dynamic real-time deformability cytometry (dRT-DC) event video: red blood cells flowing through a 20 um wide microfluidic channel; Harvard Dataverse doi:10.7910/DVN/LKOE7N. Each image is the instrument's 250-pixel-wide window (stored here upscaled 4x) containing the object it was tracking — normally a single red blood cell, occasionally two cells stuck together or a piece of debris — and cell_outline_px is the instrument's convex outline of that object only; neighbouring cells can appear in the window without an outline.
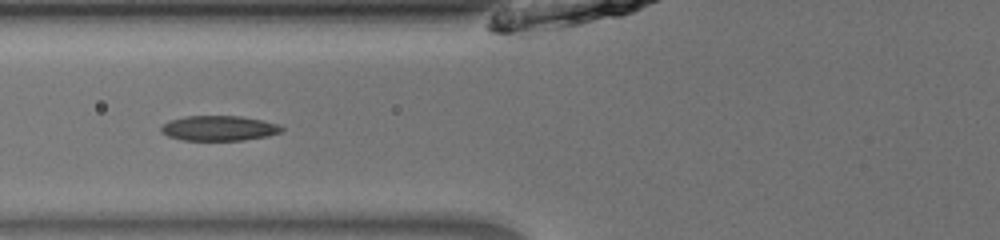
{"species": "common noctule bat (a hibernating species)", "species_latin": "Nyctalus noctula", "temperature_condition": "room temperature", "stored_images_in_passage": 36, "camera_frame_rate_fps": 3000, "um_per_image_px": 0.085, "animal": {"sex": "male", "body_mass_g": 13.0, "forearm_length_mm": 53.1}, "frame": {"image": 1, "passage_image": 6, "time_ms": 1.667, "image_size_px": [1000, 240], "cell_outline_px": [[284, 128], [280, 132], [268, 136], [244, 140], [184, 140], [168, 136], [160, 132], [160, 128], [168, 120], [184, 116], [240, 116], [264, 120], [280, 124]], "centroid_in_image_um": [18.62, 10.89], "position_along_channel_um": 107.2, "area_um2": 17.74}}
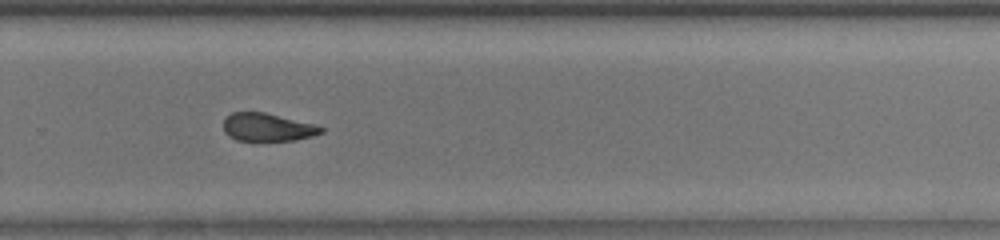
{"frame": {"image": 2, "passage_image": 21, "time_ms": 6.667, "image_size_px": [1000, 240], "cell_outline_px": [[324, 132], [312, 136], [296, 140], [236, 140], [228, 136], [224, 132], [224, 120], [232, 112], [264, 112], [316, 124], [324, 128]], "centroid_in_image_um": [22.76, 10.81], "position_along_channel_um": 307.0, "area_um2": 15.9}, "authors_computed_cell_mechanics": {"area_um2": 17.6579, "velocity_mm_per_s": 4.0042, "shape_relaxation_time_tau1_ms": 6.1375, "shape_relaxation_time_tau2_ms": 2.1891, "deformation_change_tau1": 0.1653, "deformation_change_tau2": 0.0873}}